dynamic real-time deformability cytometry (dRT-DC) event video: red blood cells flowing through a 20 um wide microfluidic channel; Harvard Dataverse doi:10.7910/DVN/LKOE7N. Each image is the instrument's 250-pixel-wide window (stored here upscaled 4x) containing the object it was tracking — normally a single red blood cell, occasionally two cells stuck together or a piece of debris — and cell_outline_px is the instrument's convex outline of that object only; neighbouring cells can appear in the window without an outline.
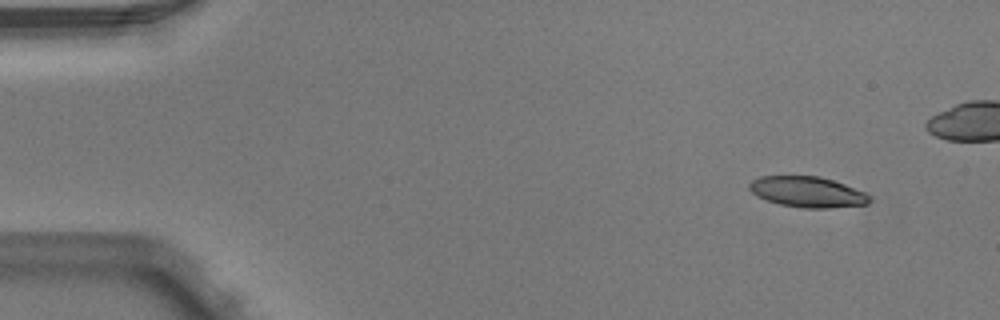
{"species": "Egyptian fruit bat (a non-hibernating species)", "species_latin": "Rousettus aegyptiacus", "temperature_condition": "warm", "stored_images_in_passage": 4, "camera_frame_rate_fps": 3000, "um_per_image_px": 0.085, "animal": {"sex": "male"}, "frame": {"image": 1, "passage_image": 1, "time_ms": 0.0, "image_size_px": [1000, 320], "cell_outline_px": [[872, 200], [868, 204], [828, 208], [804, 208], [780, 204], [756, 196], [748, 188], [748, 184], [752, 180], [760, 176], [820, 176], [844, 184], [864, 192], [872, 196]], "centroid_in_image_um": [68.64, 16.31], "position_along_channel_um": 16.4, "area_um2": 21.5}}